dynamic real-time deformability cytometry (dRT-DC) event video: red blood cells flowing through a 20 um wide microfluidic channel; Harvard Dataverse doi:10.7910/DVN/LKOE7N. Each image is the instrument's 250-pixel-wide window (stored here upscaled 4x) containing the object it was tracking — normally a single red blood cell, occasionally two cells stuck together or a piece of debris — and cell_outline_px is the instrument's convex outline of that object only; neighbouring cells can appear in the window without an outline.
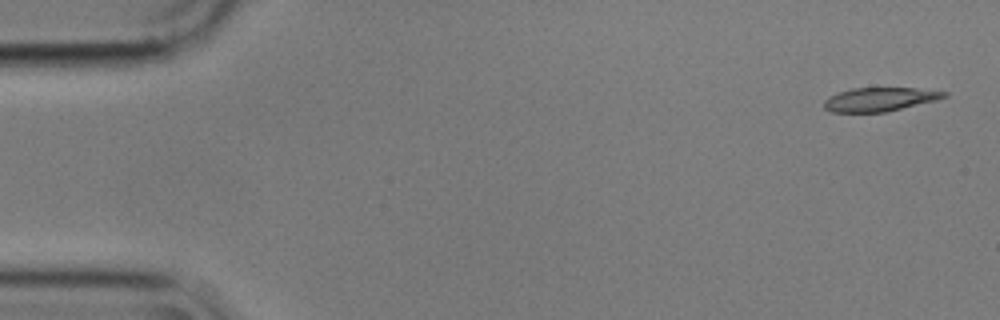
{"species": "common noctule bat (a hibernating species)", "species_latin": "Nyctalus noctula", "temperature_condition": "cold", "stored_images_in_passage": 4, "camera_frame_rate_fps": 3000, "um_per_image_px": 0.085, "animal": {"sex": "male", "body_mass_g": 17.9}, "frame": {"image": 1, "passage_image": 1, "time_ms": 0.0, "image_size_px": [1000, 320], "cell_outline_px": [[948, 96], [936, 100], [884, 112], [832, 112], [824, 108], [824, 100], [828, 96], [852, 88], [916, 88], [948, 92]], "centroid_in_image_um": [74.76, 8.44], "position_along_channel_um": 10.2, "area_um2": 16.47}}
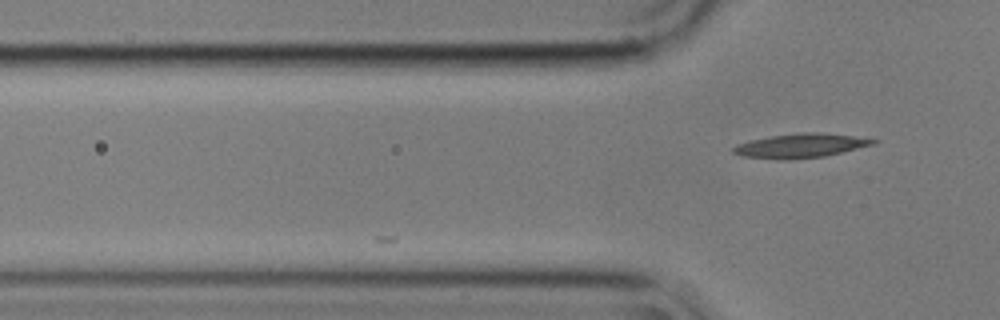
{"frame": {"image": 2, "passage_image": 4, "time_ms": 1.0, "image_size_px": [1000, 320], "cell_outline_px": [[880, 140], [876, 144], [824, 156], [788, 160], [776, 160], [744, 156], [732, 152], [732, 148], [736, 144], [752, 140], [772, 136], [804, 132], [812, 132], [852, 136]], "centroid_in_image_um": [68.04, 12.4], "position_along_channel_um": 57.8, "area_um2": 19.48}}